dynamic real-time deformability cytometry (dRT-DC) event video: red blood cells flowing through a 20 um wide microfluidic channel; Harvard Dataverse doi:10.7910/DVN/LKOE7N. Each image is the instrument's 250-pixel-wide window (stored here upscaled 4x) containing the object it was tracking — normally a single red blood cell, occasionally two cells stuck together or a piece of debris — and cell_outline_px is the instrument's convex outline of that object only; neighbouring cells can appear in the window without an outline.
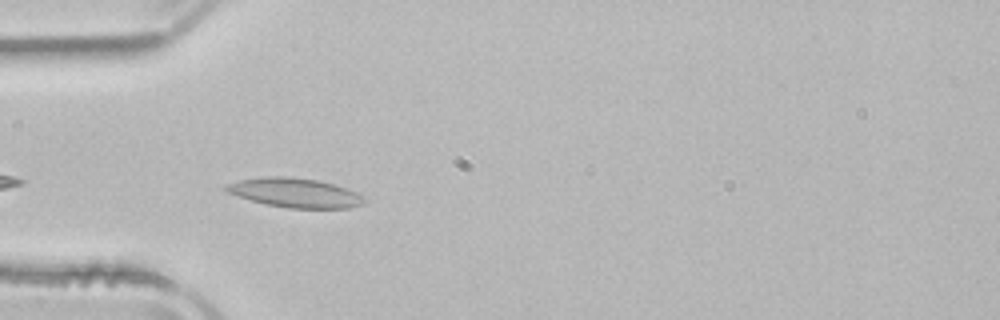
{"species": "common noctule bat (a hibernating species)", "species_latin": "Nyctalus noctula", "temperature_condition": "room temperature", "stored_images_in_passage": 14, "camera_frame_rate_fps": 3000, "um_per_image_px": 0.085, "animal": {"sex": "male", "body_mass_g": 21.5, "forearm_length_mm": 52.0}, "frame": {"image": 1, "passage_image": 3, "time_ms": 0.667, "image_size_px": [1000, 320], "cell_outline_px": [[368, 204], [348, 208], [288, 208], [264, 204], [228, 192], [224, 188], [224, 184], [240, 180], [264, 176], [284, 176], [320, 180], [356, 192], [364, 196], [368, 200]], "centroid_in_image_um": [25.13, 16.39], "position_along_channel_um": 59.9, "area_um2": 23.7}}